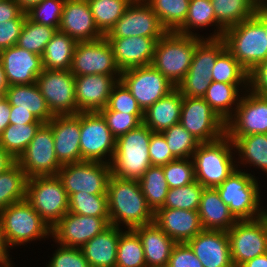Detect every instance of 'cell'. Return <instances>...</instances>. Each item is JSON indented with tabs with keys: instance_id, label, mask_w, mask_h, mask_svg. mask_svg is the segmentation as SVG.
Here are the masks:
<instances>
[{
	"instance_id": "6da1fadb",
	"label": "cell",
	"mask_w": 267,
	"mask_h": 267,
	"mask_svg": "<svg viewBox=\"0 0 267 267\" xmlns=\"http://www.w3.org/2000/svg\"><path fill=\"white\" fill-rule=\"evenodd\" d=\"M107 202L110 225L119 227L123 221L127 229H133L154 221V212L147 204L139 181L111 175L107 187Z\"/></svg>"
},
{
	"instance_id": "7a4b0ae2",
	"label": "cell",
	"mask_w": 267,
	"mask_h": 267,
	"mask_svg": "<svg viewBox=\"0 0 267 267\" xmlns=\"http://www.w3.org/2000/svg\"><path fill=\"white\" fill-rule=\"evenodd\" d=\"M153 131L144 123L116 139V149L110 162L111 173L124 179L139 181L152 166L149 142Z\"/></svg>"
},
{
	"instance_id": "3957f363",
	"label": "cell",
	"mask_w": 267,
	"mask_h": 267,
	"mask_svg": "<svg viewBox=\"0 0 267 267\" xmlns=\"http://www.w3.org/2000/svg\"><path fill=\"white\" fill-rule=\"evenodd\" d=\"M202 40L197 34L166 32L157 41L152 65L177 87L188 72L195 48Z\"/></svg>"
},
{
	"instance_id": "277c9868",
	"label": "cell",
	"mask_w": 267,
	"mask_h": 267,
	"mask_svg": "<svg viewBox=\"0 0 267 267\" xmlns=\"http://www.w3.org/2000/svg\"><path fill=\"white\" fill-rule=\"evenodd\" d=\"M232 147L234 144L226 134L215 141L199 143L192 159L195 179L204 188L221 185L237 168L233 163Z\"/></svg>"
},
{
	"instance_id": "5b68a950",
	"label": "cell",
	"mask_w": 267,
	"mask_h": 267,
	"mask_svg": "<svg viewBox=\"0 0 267 267\" xmlns=\"http://www.w3.org/2000/svg\"><path fill=\"white\" fill-rule=\"evenodd\" d=\"M226 49L249 72L267 60V36L264 24L254 15L224 31Z\"/></svg>"
},
{
	"instance_id": "8992f818",
	"label": "cell",
	"mask_w": 267,
	"mask_h": 267,
	"mask_svg": "<svg viewBox=\"0 0 267 267\" xmlns=\"http://www.w3.org/2000/svg\"><path fill=\"white\" fill-rule=\"evenodd\" d=\"M0 221L6 247L28 243L51 234V228L26 199L0 210Z\"/></svg>"
},
{
	"instance_id": "52a82bcc",
	"label": "cell",
	"mask_w": 267,
	"mask_h": 267,
	"mask_svg": "<svg viewBox=\"0 0 267 267\" xmlns=\"http://www.w3.org/2000/svg\"><path fill=\"white\" fill-rule=\"evenodd\" d=\"M215 189L237 220H253L262 217L263 209L259 208V187L253 175L235 169Z\"/></svg>"
},
{
	"instance_id": "ba28073f",
	"label": "cell",
	"mask_w": 267,
	"mask_h": 267,
	"mask_svg": "<svg viewBox=\"0 0 267 267\" xmlns=\"http://www.w3.org/2000/svg\"><path fill=\"white\" fill-rule=\"evenodd\" d=\"M26 200L50 228L69 210L68 195L57 175L29 178Z\"/></svg>"
},
{
	"instance_id": "9c48e42d",
	"label": "cell",
	"mask_w": 267,
	"mask_h": 267,
	"mask_svg": "<svg viewBox=\"0 0 267 267\" xmlns=\"http://www.w3.org/2000/svg\"><path fill=\"white\" fill-rule=\"evenodd\" d=\"M225 49V41L222 38H206L196 46L189 70L176 87L182 96L203 98L210 86L217 57Z\"/></svg>"
},
{
	"instance_id": "30bf717a",
	"label": "cell",
	"mask_w": 267,
	"mask_h": 267,
	"mask_svg": "<svg viewBox=\"0 0 267 267\" xmlns=\"http://www.w3.org/2000/svg\"><path fill=\"white\" fill-rule=\"evenodd\" d=\"M111 175L110 164L98 161L63 164L57 174L68 197L77 192L107 194Z\"/></svg>"
},
{
	"instance_id": "8fae6325",
	"label": "cell",
	"mask_w": 267,
	"mask_h": 267,
	"mask_svg": "<svg viewBox=\"0 0 267 267\" xmlns=\"http://www.w3.org/2000/svg\"><path fill=\"white\" fill-rule=\"evenodd\" d=\"M227 235L235 267L267 253V225L262 217L238 220Z\"/></svg>"
},
{
	"instance_id": "7c38bea8",
	"label": "cell",
	"mask_w": 267,
	"mask_h": 267,
	"mask_svg": "<svg viewBox=\"0 0 267 267\" xmlns=\"http://www.w3.org/2000/svg\"><path fill=\"white\" fill-rule=\"evenodd\" d=\"M70 71L75 77L103 74L120 78L122 73L116 64L110 42L105 36L94 41L77 42Z\"/></svg>"
},
{
	"instance_id": "4fadbf2b",
	"label": "cell",
	"mask_w": 267,
	"mask_h": 267,
	"mask_svg": "<svg viewBox=\"0 0 267 267\" xmlns=\"http://www.w3.org/2000/svg\"><path fill=\"white\" fill-rule=\"evenodd\" d=\"M80 133L81 162L108 161L110 164L116 149V138L108 128L102 114L80 112ZM107 153L111 156L110 161L103 160Z\"/></svg>"
},
{
	"instance_id": "5bb4252c",
	"label": "cell",
	"mask_w": 267,
	"mask_h": 267,
	"mask_svg": "<svg viewBox=\"0 0 267 267\" xmlns=\"http://www.w3.org/2000/svg\"><path fill=\"white\" fill-rule=\"evenodd\" d=\"M54 146L52 129L47 123H44L26 150L16 160L28 179L58 174L62 164L56 157Z\"/></svg>"
},
{
	"instance_id": "9a60e30c",
	"label": "cell",
	"mask_w": 267,
	"mask_h": 267,
	"mask_svg": "<svg viewBox=\"0 0 267 267\" xmlns=\"http://www.w3.org/2000/svg\"><path fill=\"white\" fill-rule=\"evenodd\" d=\"M120 81L143 112L175 88L152 64L122 71Z\"/></svg>"
},
{
	"instance_id": "2e32d148",
	"label": "cell",
	"mask_w": 267,
	"mask_h": 267,
	"mask_svg": "<svg viewBox=\"0 0 267 267\" xmlns=\"http://www.w3.org/2000/svg\"><path fill=\"white\" fill-rule=\"evenodd\" d=\"M180 124L200 143L225 135V122L203 98L183 96Z\"/></svg>"
},
{
	"instance_id": "e0dca14e",
	"label": "cell",
	"mask_w": 267,
	"mask_h": 267,
	"mask_svg": "<svg viewBox=\"0 0 267 267\" xmlns=\"http://www.w3.org/2000/svg\"><path fill=\"white\" fill-rule=\"evenodd\" d=\"M36 84L53 115L79 113L76 104L75 76L70 70L43 69Z\"/></svg>"
},
{
	"instance_id": "ac0fdd59",
	"label": "cell",
	"mask_w": 267,
	"mask_h": 267,
	"mask_svg": "<svg viewBox=\"0 0 267 267\" xmlns=\"http://www.w3.org/2000/svg\"><path fill=\"white\" fill-rule=\"evenodd\" d=\"M167 31L145 0H134L105 37H162Z\"/></svg>"
},
{
	"instance_id": "d6986e66",
	"label": "cell",
	"mask_w": 267,
	"mask_h": 267,
	"mask_svg": "<svg viewBox=\"0 0 267 267\" xmlns=\"http://www.w3.org/2000/svg\"><path fill=\"white\" fill-rule=\"evenodd\" d=\"M239 98L235 114L225 123V134H267V96L250 92L248 96Z\"/></svg>"
},
{
	"instance_id": "ffe728a7",
	"label": "cell",
	"mask_w": 267,
	"mask_h": 267,
	"mask_svg": "<svg viewBox=\"0 0 267 267\" xmlns=\"http://www.w3.org/2000/svg\"><path fill=\"white\" fill-rule=\"evenodd\" d=\"M109 226V217H93L67 212L51 228V235L60 245L81 248Z\"/></svg>"
},
{
	"instance_id": "44dd1931",
	"label": "cell",
	"mask_w": 267,
	"mask_h": 267,
	"mask_svg": "<svg viewBox=\"0 0 267 267\" xmlns=\"http://www.w3.org/2000/svg\"><path fill=\"white\" fill-rule=\"evenodd\" d=\"M5 79L10 85H25L36 83L43 71L41 55L14 45L0 51Z\"/></svg>"
},
{
	"instance_id": "7402d4cb",
	"label": "cell",
	"mask_w": 267,
	"mask_h": 267,
	"mask_svg": "<svg viewBox=\"0 0 267 267\" xmlns=\"http://www.w3.org/2000/svg\"><path fill=\"white\" fill-rule=\"evenodd\" d=\"M53 133L54 150L58 161L63 164L81 162L80 112L77 114L54 115L47 123Z\"/></svg>"
},
{
	"instance_id": "603a6c76",
	"label": "cell",
	"mask_w": 267,
	"mask_h": 267,
	"mask_svg": "<svg viewBox=\"0 0 267 267\" xmlns=\"http://www.w3.org/2000/svg\"><path fill=\"white\" fill-rule=\"evenodd\" d=\"M114 75H83L75 77L76 104L79 112H100L108 102L120 78Z\"/></svg>"
},
{
	"instance_id": "cb8c5ba5",
	"label": "cell",
	"mask_w": 267,
	"mask_h": 267,
	"mask_svg": "<svg viewBox=\"0 0 267 267\" xmlns=\"http://www.w3.org/2000/svg\"><path fill=\"white\" fill-rule=\"evenodd\" d=\"M120 71L152 64L157 41L161 37H106Z\"/></svg>"
},
{
	"instance_id": "d4e9b609",
	"label": "cell",
	"mask_w": 267,
	"mask_h": 267,
	"mask_svg": "<svg viewBox=\"0 0 267 267\" xmlns=\"http://www.w3.org/2000/svg\"><path fill=\"white\" fill-rule=\"evenodd\" d=\"M203 267H235L227 232L205 230L187 242Z\"/></svg>"
},
{
	"instance_id": "484cf974",
	"label": "cell",
	"mask_w": 267,
	"mask_h": 267,
	"mask_svg": "<svg viewBox=\"0 0 267 267\" xmlns=\"http://www.w3.org/2000/svg\"><path fill=\"white\" fill-rule=\"evenodd\" d=\"M58 30L76 42L94 41L104 36L94 23L87 0H65Z\"/></svg>"
},
{
	"instance_id": "4316f807",
	"label": "cell",
	"mask_w": 267,
	"mask_h": 267,
	"mask_svg": "<svg viewBox=\"0 0 267 267\" xmlns=\"http://www.w3.org/2000/svg\"><path fill=\"white\" fill-rule=\"evenodd\" d=\"M153 222L176 243H187L203 230L198 211L159 208Z\"/></svg>"
},
{
	"instance_id": "83f0119b",
	"label": "cell",
	"mask_w": 267,
	"mask_h": 267,
	"mask_svg": "<svg viewBox=\"0 0 267 267\" xmlns=\"http://www.w3.org/2000/svg\"><path fill=\"white\" fill-rule=\"evenodd\" d=\"M133 230L141 240L147 267L167 266L176 242L154 222Z\"/></svg>"
},
{
	"instance_id": "f1b7e54d",
	"label": "cell",
	"mask_w": 267,
	"mask_h": 267,
	"mask_svg": "<svg viewBox=\"0 0 267 267\" xmlns=\"http://www.w3.org/2000/svg\"><path fill=\"white\" fill-rule=\"evenodd\" d=\"M198 214L201 226L205 230L227 232L238 221L215 188H204Z\"/></svg>"
},
{
	"instance_id": "f546056e",
	"label": "cell",
	"mask_w": 267,
	"mask_h": 267,
	"mask_svg": "<svg viewBox=\"0 0 267 267\" xmlns=\"http://www.w3.org/2000/svg\"><path fill=\"white\" fill-rule=\"evenodd\" d=\"M120 235L119 227L110 225L80 248L90 267H116Z\"/></svg>"
},
{
	"instance_id": "4dcf8cb0",
	"label": "cell",
	"mask_w": 267,
	"mask_h": 267,
	"mask_svg": "<svg viewBox=\"0 0 267 267\" xmlns=\"http://www.w3.org/2000/svg\"><path fill=\"white\" fill-rule=\"evenodd\" d=\"M183 96L175 87L145 112L143 123L153 132H162L180 123Z\"/></svg>"
},
{
	"instance_id": "1f68e13d",
	"label": "cell",
	"mask_w": 267,
	"mask_h": 267,
	"mask_svg": "<svg viewBox=\"0 0 267 267\" xmlns=\"http://www.w3.org/2000/svg\"><path fill=\"white\" fill-rule=\"evenodd\" d=\"M4 96L9 101L10 109L27 110L43 123H48L54 117L36 83L10 85Z\"/></svg>"
},
{
	"instance_id": "d6a6232c",
	"label": "cell",
	"mask_w": 267,
	"mask_h": 267,
	"mask_svg": "<svg viewBox=\"0 0 267 267\" xmlns=\"http://www.w3.org/2000/svg\"><path fill=\"white\" fill-rule=\"evenodd\" d=\"M76 44L72 37L57 30L41 55L43 69L70 70Z\"/></svg>"
},
{
	"instance_id": "836d02e7",
	"label": "cell",
	"mask_w": 267,
	"mask_h": 267,
	"mask_svg": "<svg viewBox=\"0 0 267 267\" xmlns=\"http://www.w3.org/2000/svg\"><path fill=\"white\" fill-rule=\"evenodd\" d=\"M240 84H228L211 81L203 99L210 105L211 109L225 123L232 117V105L239 104L238 98ZM239 99V100H238ZM238 101V102H236ZM236 102V104H235ZM231 112V113H230Z\"/></svg>"
},
{
	"instance_id": "e575fe53",
	"label": "cell",
	"mask_w": 267,
	"mask_h": 267,
	"mask_svg": "<svg viewBox=\"0 0 267 267\" xmlns=\"http://www.w3.org/2000/svg\"><path fill=\"white\" fill-rule=\"evenodd\" d=\"M211 23L219 27L217 32L211 37H208V39L222 38L225 30L216 21L211 0H190L188 14L184 24L176 32L181 35L195 36V34L190 31L191 27L202 28L209 24L211 25Z\"/></svg>"
},
{
	"instance_id": "d590c367",
	"label": "cell",
	"mask_w": 267,
	"mask_h": 267,
	"mask_svg": "<svg viewBox=\"0 0 267 267\" xmlns=\"http://www.w3.org/2000/svg\"><path fill=\"white\" fill-rule=\"evenodd\" d=\"M27 180L17 162L0 174V210L26 199Z\"/></svg>"
},
{
	"instance_id": "8d00e7d4",
	"label": "cell",
	"mask_w": 267,
	"mask_h": 267,
	"mask_svg": "<svg viewBox=\"0 0 267 267\" xmlns=\"http://www.w3.org/2000/svg\"><path fill=\"white\" fill-rule=\"evenodd\" d=\"M238 150L241 162L250 163L267 173V134L228 136Z\"/></svg>"
},
{
	"instance_id": "74e56055",
	"label": "cell",
	"mask_w": 267,
	"mask_h": 267,
	"mask_svg": "<svg viewBox=\"0 0 267 267\" xmlns=\"http://www.w3.org/2000/svg\"><path fill=\"white\" fill-rule=\"evenodd\" d=\"M217 23L227 30L255 15L249 0H211Z\"/></svg>"
},
{
	"instance_id": "f35d334b",
	"label": "cell",
	"mask_w": 267,
	"mask_h": 267,
	"mask_svg": "<svg viewBox=\"0 0 267 267\" xmlns=\"http://www.w3.org/2000/svg\"><path fill=\"white\" fill-rule=\"evenodd\" d=\"M141 191L153 212L163 207L169 186L163 166H150L139 180Z\"/></svg>"
},
{
	"instance_id": "ab89813d",
	"label": "cell",
	"mask_w": 267,
	"mask_h": 267,
	"mask_svg": "<svg viewBox=\"0 0 267 267\" xmlns=\"http://www.w3.org/2000/svg\"><path fill=\"white\" fill-rule=\"evenodd\" d=\"M167 32H176L188 14L190 0H145Z\"/></svg>"
},
{
	"instance_id": "60d3db41",
	"label": "cell",
	"mask_w": 267,
	"mask_h": 267,
	"mask_svg": "<svg viewBox=\"0 0 267 267\" xmlns=\"http://www.w3.org/2000/svg\"><path fill=\"white\" fill-rule=\"evenodd\" d=\"M98 30L105 36L133 0H87Z\"/></svg>"
},
{
	"instance_id": "b9f144b4",
	"label": "cell",
	"mask_w": 267,
	"mask_h": 267,
	"mask_svg": "<svg viewBox=\"0 0 267 267\" xmlns=\"http://www.w3.org/2000/svg\"><path fill=\"white\" fill-rule=\"evenodd\" d=\"M43 124H9L0 134V145L17 160Z\"/></svg>"
},
{
	"instance_id": "7bdbcfd3",
	"label": "cell",
	"mask_w": 267,
	"mask_h": 267,
	"mask_svg": "<svg viewBox=\"0 0 267 267\" xmlns=\"http://www.w3.org/2000/svg\"><path fill=\"white\" fill-rule=\"evenodd\" d=\"M116 267H147L141 240L133 229L121 231Z\"/></svg>"
},
{
	"instance_id": "ee69618b",
	"label": "cell",
	"mask_w": 267,
	"mask_h": 267,
	"mask_svg": "<svg viewBox=\"0 0 267 267\" xmlns=\"http://www.w3.org/2000/svg\"><path fill=\"white\" fill-rule=\"evenodd\" d=\"M57 28L25 19L17 45L37 55H42L46 45L57 32Z\"/></svg>"
},
{
	"instance_id": "f6af8a7d",
	"label": "cell",
	"mask_w": 267,
	"mask_h": 267,
	"mask_svg": "<svg viewBox=\"0 0 267 267\" xmlns=\"http://www.w3.org/2000/svg\"><path fill=\"white\" fill-rule=\"evenodd\" d=\"M211 81L228 84H242L243 82L248 86V71L225 49L217 57L212 70Z\"/></svg>"
},
{
	"instance_id": "bcb514c9",
	"label": "cell",
	"mask_w": 267,
	"mask_h": 267,
	"mask_svg": "<svg viewBox=\"0 0 267 267\" xmlns=\"http://www.w3.org/2000/svg\"><path fill=\"white\" fill-rule=\"evenodd\" d=\"M68 212L93 217H109L107 194L77 192L68 197Z\"/></svg>"
},
{
	"instance_id": "7dc6e473",
	"label": "cell",
	"mask_w": 267,
	"mask_h": 267,
	"mask_svg": "<svg viewBox=\"0 0 267 267\" xmlns=\"http://www.w3.org/2000/svg\"><path fill=\"white\" fill-rule=\"evenodd\" d=\"M161 133L176 159H191L200 143L180 123L172 125Z\"/></svg>"
},
{
	"instance_id": "c3c4849f",
	"label": "cell",
	"mask_w": 267,
	"mask_h": 267,
	"mask_svg": "<svg viewBox=\"0 0 267 267\" xmlns=\"http://www.w3.org/2000/svg\"><path fill=\"white\" fill-rule=\"evenodd\" d=\"M204 187L197 181L182 187L169 188L163 207L198 211Z\"/></svg>"
},
{
	"instance_id": "681fc988",
	"label": "cell",
	"mask_w": 267,
	"mask_h": 267,
	"mask_svg": "<svg viewBox=\"0 0 267 267\" xmlns=\"http://www.w3.org/2000/svg\"><path fill=\"white\" fill-rule=\"evenodd\" d=\"M65 0H43L26 12L27 17L38 24L59 28Z\"/></svg>"
},
{
	"instance_id": "f907efd6",
	"label": "cell",
	"mask_w": 267,
	"mask_h": 267,
	"mask_svg": "<svg viewBox=\"0 0 267 267\" xmlns=\"http://www.w3.org/2000/svg\"><path fill=\"white\" fill-rule=\"evenodd\" d=\"M169 188L189 185L196 181L193 160L176 159L163 166Z\"/></svg>"
},
{
	"instance_id": "816d5d0a",
	"label": "cell",
	"mask_w": 267,
	"mask_h": 267,
	"mask_svg": "<svg viewBox=\"0 0 267 267\" xmlns=\"http://www.w3.org/2000/svg\"><path fill=\"white\" fill-rule=\"evenodd\" d=\"M101 111L144 114L135 98L120 80L113 87L107 106Z\"/></svg>"
},
{
	"instance_id": "f5cc1de1",
	"label": "cell",
	"mask_w": 267,
	"mask_h": 267,
	"mask_svg": "<svg viewBox=\"0 0 267 267\" xmlns=\"http://www.w3.org/2000/svg\"><path fill=\"white\" fill-rule=\"evenodd\" d=\"M113 136L118 137L143 123L144 114H128L117 111H100Z\"/></svg>"
},
{
	"instance_id": "db71d44e",
	"label": "cell",
	"mask_w": 267,
	"mask_h": 267,
	"mask_svg": "<svg viewBox=\"0 0 267 267\" xmlns=\"http://www.w3.org/2000/svg\"><path fill=\"white\" fill-rule=\"evenodd\" d=\"M47 267H90L80 248L60 245Z\"/></svg>"
},
{
	"instance_id": "11a10c76",
	"label": "cell",
	"mask_w": 267,
	"mask_h": 267,
	"mask_svg": "<svg viewBox=\"0 0 267 267\" xmlns=\"http://www.w3.org/2000/svg\"><path fill=\"white\" fill-rule=\"evenodd\" d=\"M149 156L153 166H164L176 160L161 132H153L149 142Z\"/></svg>"
},
{
	"instance_id": "9f6ffc18",
	"label": "cell",
	"mask_w": 267,
	"mask_h": 267,
	"mask_svg": "<svg viewBox=\"0 0 267 267\" xmlns=\"http://www.w3.org/2000/svg\"><path fill=\"white\" fill-rule=\"evenodd\" d=\"M167 267H203L187 243H176Z\"/></svg>"
},
{
	"instance_id": "6f0895ef",
	"label": "cell",
	"mask_w": 267,
	"mask_h": 267,
	"mask_svg": "<svg viewBox=\"0 0 267 267\" xmlns=\"http://www.w3.org/2000/svg\"><path fill=\"white\" fill-rule=\"evenodd\" d=\"M25 19H12L0 23V51L17 45Z\"/></svg>"
},
{
	"instance_id": "680465c9",
	"label": "cell",
	"mask_w": 267,
	"mask_h": 267,
	"mask_svg": "<svg viewBox=\"0 0 267 267\" xmlns=\"http://www.w3.org/2000/svg\"><path fill=\"white\" fill-rule=\"evenodd\" d=\"M248 84L252 88L248 90H252V93L267 96V60L257 64L248 72Z\"/></svg>"
},
{
	"instance_id": "91938a15",
	"label": "cell",
	"mask_w": 267,
	"mask_h": 267,
	"mask_svg": "<svg viewBox=\"0 0 267 267\" xmlns=\"http://www.w3.org/2000/svg\"><path fill=\"white\" fill-rule=\"evenodd\" d=\"M27 14L14 0L0 1V23L12 19H26Z\"/></svg>"
},
{
	"instance_id": "94428289",
	"label": "cell",
	"mask_w": 267,
	"mask_h": 267,
	"mask_svg": "<svg viewBox=\"0 0 267 267\" xmlns=\"http://www.w3.org/2000/svg\"><path fill=\"white\" fill-rule=\"evenodd\" d=\"M10 124H44L38 120L31 112L23 109H10Z\"/></svg>"
},
{
	"instance_id": "6125c7cd",
	"label": "cell",
	"mask_w": 267,
	"mask_h": 267,
	"mask_svg": "<svg viewBox=\"0 0 267 267\" xmlns=\"http://www.w3.org/2000/svg\"><path fill=\"white\" fill-rule=\"evenodd\" d=\"M10 124V104L4 95H0V134Z\"/></svg>"
},
{
	"instance_id": "be15d7a7",
	"label": "cell",
	"mask_w": 267,
	"mask_h": 267,
	"mask_svg": "<svg viewBox=\"0 0 267 267\" xmlns=\"http://www.w3.org/2000/svg\"><path fill=\"white\" fill-rule=\"evenodd\" d=\"M16 160L0 145V174L11 167Z\"/></svg>"
},
{
	"instance_id": "e7e4bbea",
	"label": "cell",
	"mask_w": 267,
	"mask_h": 267,
	"mask_svg": "<svg viewBox=\"0 0 267 267\" xmlns=\"http://www.w3.org/2000/svg\"><path fill=\"white\" fill-rule=\"evenodd\" d=\"M240 267H267V253L243 263Z\"/></svg>"
},
{
	"instance_id": "03108f58",
	"label": "cell",
	"mask_w": 267,
	"mask_h": 267,
	"mask_svg": "<svg viewBox=\"0 0 267 267\" xmlns=\"http://www.w3.org/2000/svg\"><path fill=\"white\" fill-rule=\"evenodd\" d=\"M20 8L26 13L29 11L33 6L41 3L43 0H14Z\"/></svg>"
},
{
	"instance_id": "003e7915",
	"label": "cell",
	"mask_w": 267,
	"mask_h": 267,
	"mask_svg": "<svg viewBox=\"0 0 267 267\" xmlns=\"http://www.w3.org/2000/svg\"><path fill=\"white\" fill-rule=\"evenodd\" d=\"M255 16L264 24L266 36H267V7L257 8Z\"/></svg>"
},
{
	"instance_id": "a7ac6f4b",
	"label": "cell",
	"mask_w": 267,
	"mask_h": 267,
	"mask_svg": "<svg viewBox=\"0 0 267 267\" xmlns=\"http://www.w3.org/2000/svg\"><path fill=\"white\" fill-rule=\"evenodd\" d=\"M7 250L8 248L6 247L4 240H3V236H2L1 221H0V261L9 259Z\"/></svg>"
},
{
	"instance_id": "89a4df30",
	"label": "cell",
	"mask_w": 267,
	"mask_h": 267,
	"mask_svg": "<svg viewBox=\"0 0 267 267\" xmlns=\"http://www.w3.org/2000/svg\"><path fill=\"white\" fill-rule=\"evenodd\" d=\"M7 87H8V84L5 79L4 68L0 60V95L1 96L5 94Z\"/></svg>"
},
{
	"instance_id": "2644e50d",
	"label": "cell",
	"mask_w": 267,
	"mask_h": 267,
	"mask_svg": "<svg viewBox=\"0 0 267 267\" xmlns=\"http://www.w3.org/2000/svg\"><path fill=\"white\" fill-rule=\"evenodd\" d=\"M253 5L254 7L257 9V8H264V7H267V2L265 0H249Z\"/></svg>"
},
{
	"instance_id": "8c879c8a",
	"label": "cell",
	"mask_w": 267,
	"mask_h": 267,
	"mask_svg": "<svg viewBox=\"0 0 267 267\" xmlns=\"http://www.w3.org/2000/svg\"><path fill=\"white\" fill-rule=\"evenodd\" d=\"M0 267H11L10 260L0 261Z\"/></svg>"
},
{
	"instance_id": "753ad0ef",
	"label": "cell",
	"mask_w": 267,
	"mask_h": 267,
	"mask_svg": "<svg viewBox=\"0 0 267 267\" xmlns=\"http://www.w3.org/2000/svg\"><path fill=\"white\" fill-rule=\"evenodd\" d=\"M262 218L265 220L267 225V210L265 211V209L262 211Z\"/></svg>"
}]
</instances>
